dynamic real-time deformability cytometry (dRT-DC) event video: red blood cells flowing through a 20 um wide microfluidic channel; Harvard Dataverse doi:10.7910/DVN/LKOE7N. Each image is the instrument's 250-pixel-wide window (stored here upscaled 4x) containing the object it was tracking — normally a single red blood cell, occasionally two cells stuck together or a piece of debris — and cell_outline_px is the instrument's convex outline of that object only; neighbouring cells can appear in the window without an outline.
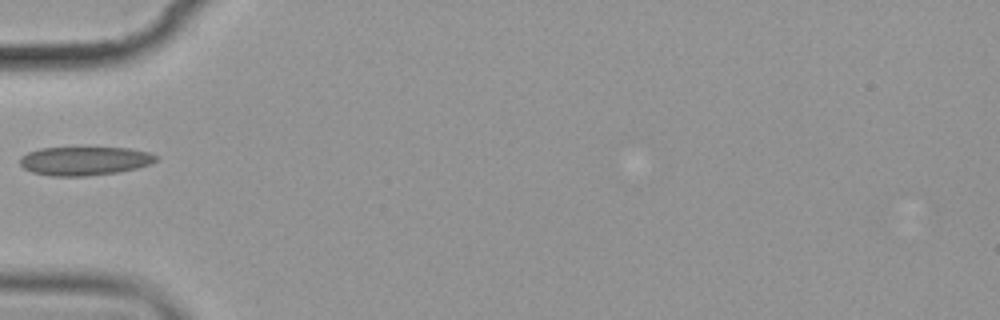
{"species": "common noctule bat (a hibernating species)", "species_latin": "Nyctalus noctula", "temperature_condition": "cold", "stored_images_in_passage": 9, "camera_frame_rate_fps": 3000, "um_per_image_px": 0.085, "animal": {"sex": "female", "body_mass_g": 19.9}, "frame": {"image": 1, "passage_image": 3, "time_ms": 2.333, "image_size_px": [1000, 320], "cell_outline_px": [[156, 160], [148, 164], [136, 168], [116, 172], [88, 176], [52, 176], [32, 172], [24, 168], [20, 164], [20, 156], [28, 152], [40, 148], [128, 148], [148, 152], [156, 156]], "centroid_in_image_um": [7.13, 13.68], "position_along_channel_um": 77.9, "area_um2": 22.48}}
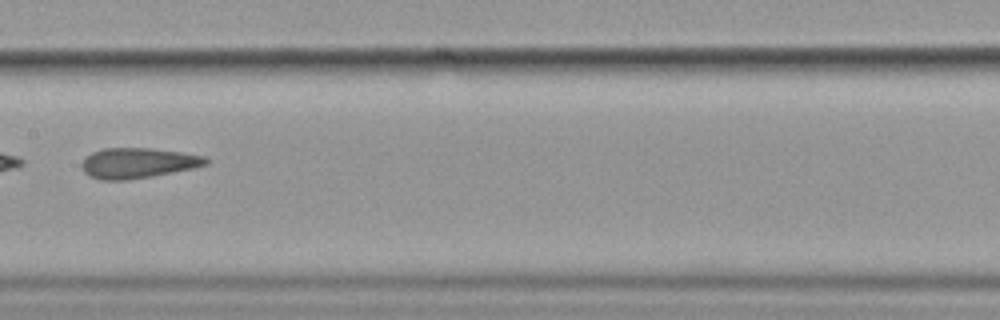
{"frame": {"image": 2, "passage_image": 6, "time_ms": 5.667, "image_size_px": [1000, 320], "cell_outline_px": [[208, 164], [192, 168], [152, 176], [128, 180], [100, 180], [84, 172], [80, 164], [92, 152], [104, 148], [152, 148], [208, 156]], "centroid_in_image_um": [11.73, 13.85], "position_along_channel_um": 195.7, "area_um2": 21.85}}
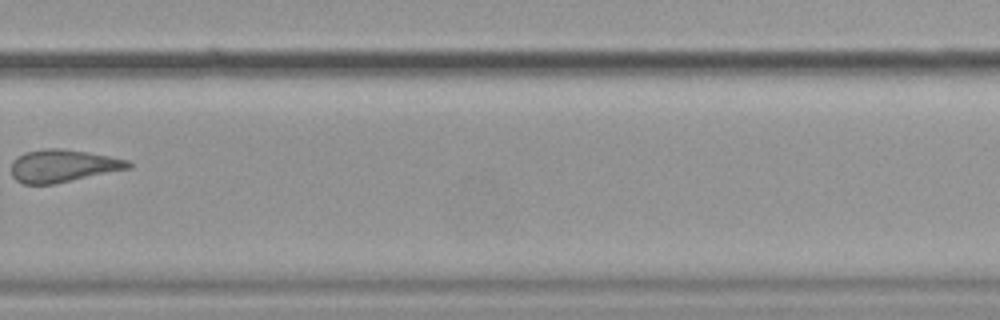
{"frame": {"image": 3, "passage_image": 9, "time_ms": 9.333, "image_size_px": [1000, 320], "cell_outline_px": [[132, 168], [56, 184], [24, 184], [16, 180], [12, 176], [12, 160], [24, 152], [44, 148], [60, 148], [88, 152], [128, 160], [132, 164]], "centroid_in_image_um": [5.35, 14.1], "position_along_channel_um": 324.4, "area_um2": 22.43}}